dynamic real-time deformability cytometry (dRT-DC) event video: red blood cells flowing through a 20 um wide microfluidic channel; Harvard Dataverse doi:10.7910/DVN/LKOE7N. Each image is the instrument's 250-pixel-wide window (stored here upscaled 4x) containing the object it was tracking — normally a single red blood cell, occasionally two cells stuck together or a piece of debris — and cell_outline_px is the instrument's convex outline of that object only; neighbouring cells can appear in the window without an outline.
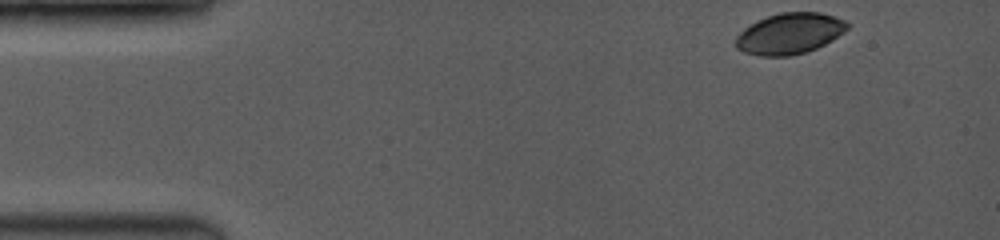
{"species": "common noctule bat (a hibernating species)", "species_latin": "Nyctalus noctula", "temperature_condition": "room temperature", "stored_images_in_passage": 17, "camera_frame_rate_fps": 3500, "um_per_image_px": 0.085, "animal": {"sex": "female", "body_mass_g": 19.0, "forearm_length_mm": 53.3}, "frame": {"image": 1, "passage_image": 1, "time_ms": 0.0, "image_size_px": [1000, 240], "cell_outline_px": [[852, 24], [844, 32], [832, 40], [816, 48], [804, 52], [788, 56], [760, 56], [744, 52], [736, 48], [736, 36], [744, 28], [756, 20], [780, 12], [820, 12], [844, 20]], "centroid_in_image_um": [67.11, 2.84], "position_along_channel_um": 17.9, "area_um2": 26.65}}
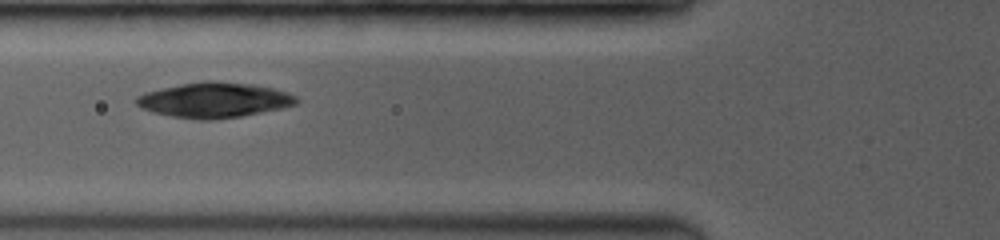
{"frame": {"image": 2, "passage_image": 12, "time_ms": 4.571, "image_size_px": [1000, 240], "cell_outline_px": [[300, 100], [296, 104], [284, 108], [240, 116], [212, 120], [200, 120], [172, 116], [152, 112], [140, 108], [136, 104], [136, 96], [144, 92], [180, 84], [204, 80], [212, 80], [252, 84], [272, 88], [288, 92], [296, 96]], "centroid_in_image_um": [18.21, 8.5], "position_along_channel_um": 107.6, "area_um2": 33.0}}
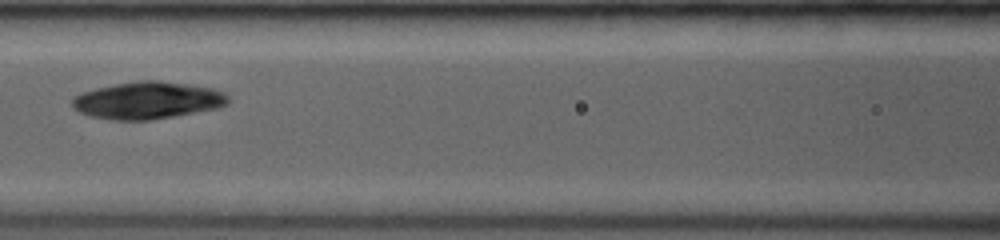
{"frame": {"image": 3, "passage_image": 15, "time_ms": 5.714, "image_size_px": [1000, 240], "cell_outline_px": [[228, 104], [216, 108], [172, 116], [148, 120], [112, 120], [92, 116], [80, 112], [72, 108], [72, 100], [76, 96], [84, 92], [96, 88], [116, 84], [140, 80], [160, 80], [188, 84], [212, 88], [224, 92], [228, 96]], "centroid_in_image_um": [12.55, 8.52], "position_along_channel_um": 154.1, "area_um2": 33.47}}